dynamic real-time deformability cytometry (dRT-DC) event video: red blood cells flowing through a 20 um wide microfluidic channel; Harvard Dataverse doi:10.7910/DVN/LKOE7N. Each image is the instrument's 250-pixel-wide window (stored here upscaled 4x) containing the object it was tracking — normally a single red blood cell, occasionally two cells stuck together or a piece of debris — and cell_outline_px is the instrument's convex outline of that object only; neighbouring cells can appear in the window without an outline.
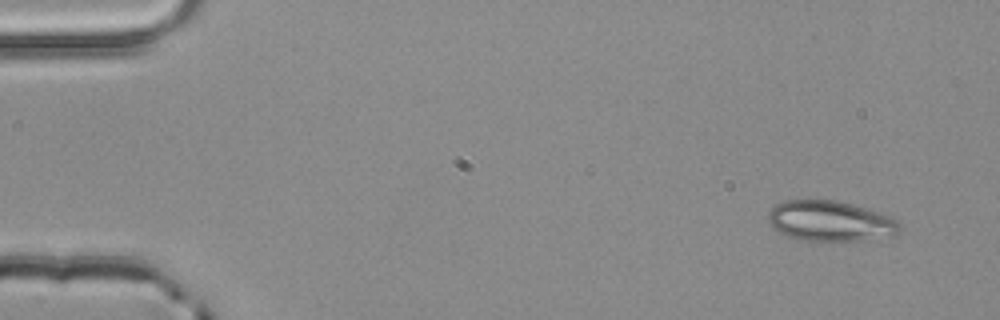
{"species": "common noctule bat (a hibernating species)", "species_latin": "Nyctalus noctula", "temperature_condition": "room temperature", "stored_images_in_passage": 4, "camera_frame_rate_fps": 3000, "um_per_image_px": 0.085, "animal": {"sex": "male", "body_mass_g": 20.4}, "frame": {"image": 1, "passage_image": 1, "time_ms": 0.0, "image_size_px": [1000, 320], "cell_outline_px": [[900, 232], [896, 236], [872, 240], [800, 240], [784, 236], [772, 228], [768, 224], [768, 212], [776, 204], [784, 200], [836, 200], [852, 204], [880, 212], [896, 220], [900, 224]], "centroid_in_image_um": [70.57, 18.8], "position_along_channel_um": 14.4, "area_um2": 31.39}}